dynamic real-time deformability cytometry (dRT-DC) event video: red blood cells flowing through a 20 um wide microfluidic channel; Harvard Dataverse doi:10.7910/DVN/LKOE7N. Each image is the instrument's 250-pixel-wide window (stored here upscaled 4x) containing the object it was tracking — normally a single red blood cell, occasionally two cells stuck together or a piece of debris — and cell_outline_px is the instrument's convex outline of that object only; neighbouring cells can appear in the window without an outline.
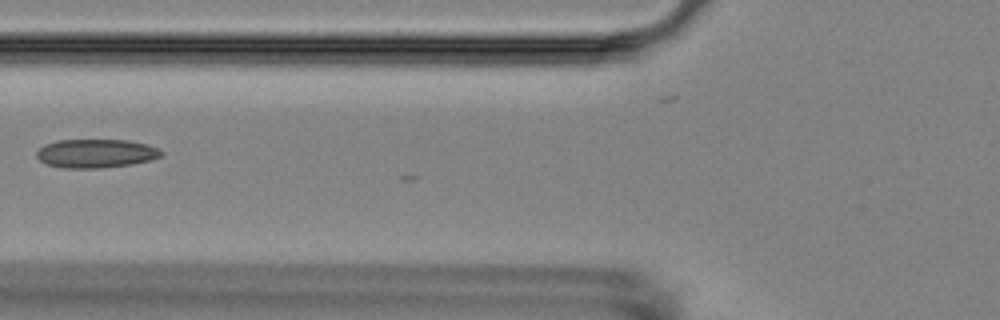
{"species": "Egyptian fruit bat (a non-hibernating species)", "species_latin": "Rousettus aegyptiacus", "temperature_condition": "room temperature", "stored_images_in_passage": 6, "camera_frame_rate_fps": 3000, "um_per_image_px": 0.085, "animal": {"sex": "female"}, "frame": {"image": 1, "passage_image": 6, "time_ms": 5.667, "image_size_px": [1000, 320], "cell_outline_px": [[164, 152], [160, 156], [152, 160], [132, 164], [100, 168], [60, 168], [44, 164], [36, 156], [36, 152], [44, 144], [56, 140], [128, 140], [160, 148]], "centroid_in_image_um": [8.13, 13.05], "position_along_channel_um": 117.7, "area_um2": 21.04}}